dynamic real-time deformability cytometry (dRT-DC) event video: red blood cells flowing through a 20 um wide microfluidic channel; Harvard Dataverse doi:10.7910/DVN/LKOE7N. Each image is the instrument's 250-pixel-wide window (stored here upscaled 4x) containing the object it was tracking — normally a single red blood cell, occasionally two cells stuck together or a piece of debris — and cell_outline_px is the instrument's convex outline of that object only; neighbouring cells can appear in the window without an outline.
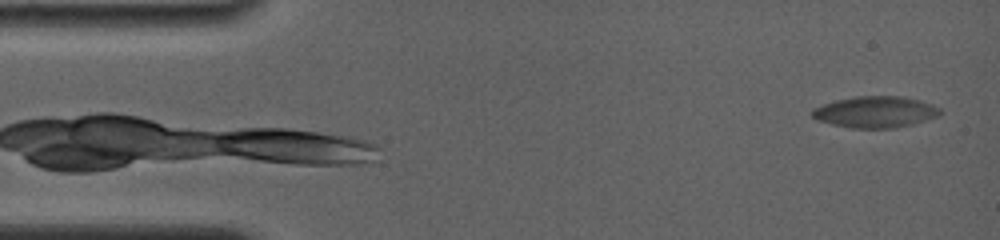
{"species": "common noctule bat (a hibernating species)", "species_latin": "Nyctalus noctula", "temperature_condition": "room temperature", "stored_images_in_passage": 12, "camera_frame_rate_fps": 4000, "um_per_image_px": 0.085, "animal": {"sex": "female", "body_mass_g": 19.0, "forearm_length_mm": 56.7}, "frame": {"image": 1, "passage_image": 2, "time_ms": 0.5, "image_size_px": [1000, 240], "cell_outline_px": [[944, 112], [940, 116], [912, 124], [896, 128], [852, 128], [832, 124], [816, 120], [808, 112], [812, 108], [836, 100], [856, 96], [904, 96], [920, 100], [932, 104], [940, 108]], "centroid_in_image_um": [74.42, 9.51], "position_along_channel_um": 10.6, "area_um2": 23.7}}
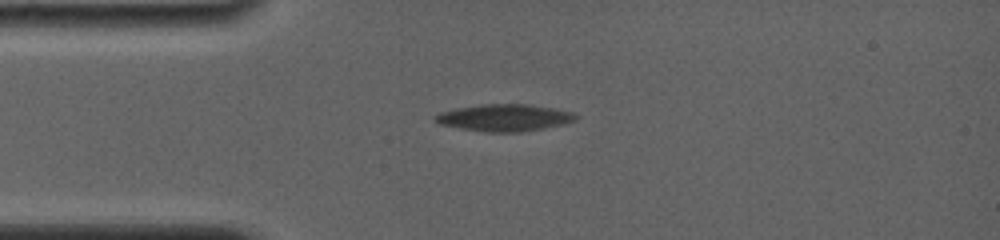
{"frame": {"image": 2, "passage_image": 8, "time_ms": 4.0, "image_size_px": [1000, 240], "cell_outline_px": [[580, 116], [576, 120], [544, 128], [520, 132], [484, 132], [460, 128], [440, 124], [432, 120], [432, 116], [440, 112], [456, 108], [480, 104], [528, 104], [552, 108], [572, 112]], "centroid_in_image_um": [42.82, 10.0], "position_along_channel_um": 42.2, "area_um2": 22.14}}
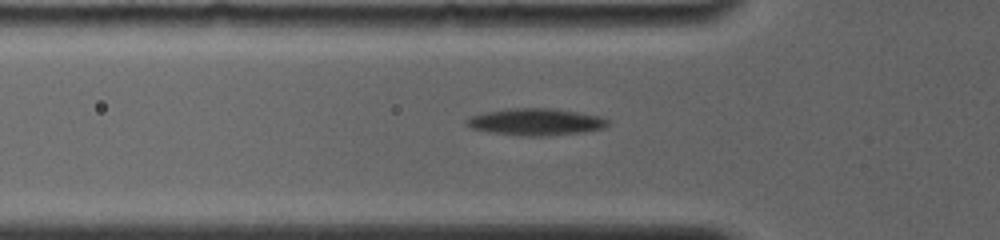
{"frame": {"image": 3, "passage_image": 11, "time_ms": 5.5, "image_size_px": [1000, 240], "cell_outline_px": [[608, 124], [604, 128], [584, 132], [548, 136], [524, 136], [488, 132], [472, 128], [464, 124], [464, 120], [468, 116], [484, 112], [508, 108], [552, 108], [600, 116], [608, 120]], "centroid_in_image_um": [45.48, 10.36], "position_along_channel_um": 80.3, "area_um2": 22.37}}